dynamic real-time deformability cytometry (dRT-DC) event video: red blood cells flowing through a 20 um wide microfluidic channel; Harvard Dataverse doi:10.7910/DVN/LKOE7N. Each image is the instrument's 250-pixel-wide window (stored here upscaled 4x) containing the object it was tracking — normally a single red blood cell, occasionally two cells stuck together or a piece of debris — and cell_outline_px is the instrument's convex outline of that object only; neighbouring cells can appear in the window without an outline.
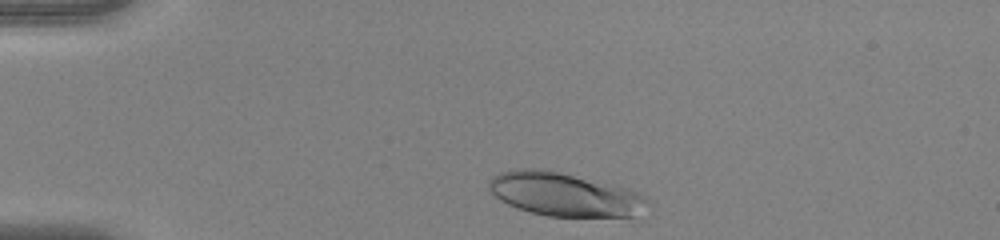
{"species": "human", "species_latin": "Homo sapiens", "temperature_condition": "warm", "stored_images_in_passage": 35, "camera_frame_rate_fps": 3000, "um_per_image_px": 0.085, "donor": {"sex": "female"}, "frame": {"image": 1, "passage_image": 2, "time_ms": 0.333, "image_size_px": [1000, 240], "cell_outline_px": [[648, 200], [632, 216], [548, 216], [516, 208], [500, 200], [488, 188], [488, 180], [492, 176], [500, 172], [520, 168], [544, 168], [612, 184], [628, 188], [640, 192], [648, 196]], "centroid_in_image_um": [47.91, 16.49], "position_along_channel_um": 37.1, "area_um2": 40.0}}
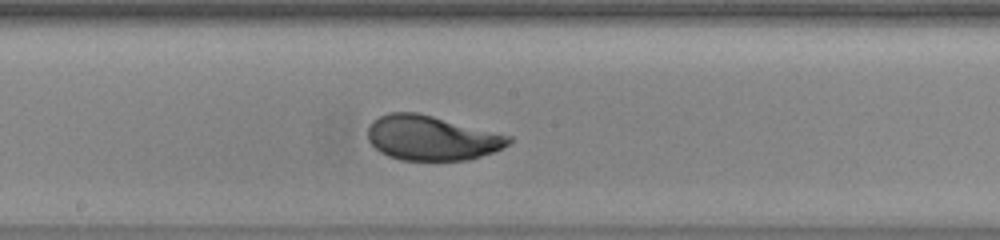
{"frame": {"image": 2, "passage_image": 19, "time_ms": 6.0, "image_size_px": [1000, 240], "cell_outline_px": [[512, 140], [508, 144], [492, 152], [468, 160], [400, 160], [388, 156], [380, 152], [368, 140], [368, 124], [372, 120], [388, 112], [416, 112], [512, 136]], "centroid_in_image_um": [36.64, 11.72], "position_along_channel_um": 211.6, "area_um2": 36.53}}
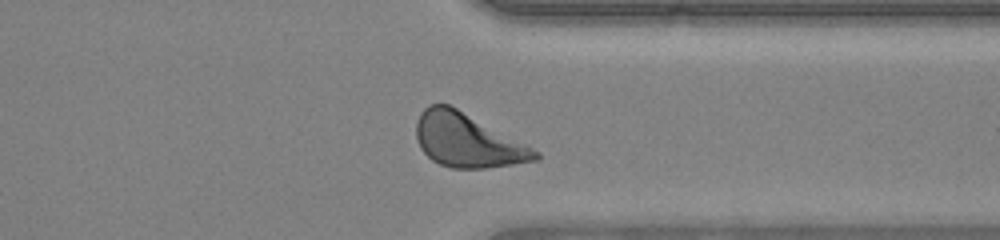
{"frame": {"image": 3, "passage_image": 31, "time_ms": 10.0, "image_size_px": [1000, 240], "cell_outline_px": [[540, 160], [484, 168], [452, 168], [440, 164], [432, 160], [420, 148], [416, 140], [416, 120], [420, 112], [428, 104], [448, 104], [456, 108], [540, 152]], "centroid_in_image_um": [39.68, 11.94], "position_along_channel_um": 371.7, "area_um2": 36.82}, "authors_computed_cell_mechanics": {"area_um2": 36.6452, "velocity_mm_per_s": 4.0052, "shape_relaxation_time_tau1_ms": 2.7632, "shape_relaxation_time_tau2_ms": null, "deformation_change_tau1": 0.1757, "deformation_change_tau2": null}}